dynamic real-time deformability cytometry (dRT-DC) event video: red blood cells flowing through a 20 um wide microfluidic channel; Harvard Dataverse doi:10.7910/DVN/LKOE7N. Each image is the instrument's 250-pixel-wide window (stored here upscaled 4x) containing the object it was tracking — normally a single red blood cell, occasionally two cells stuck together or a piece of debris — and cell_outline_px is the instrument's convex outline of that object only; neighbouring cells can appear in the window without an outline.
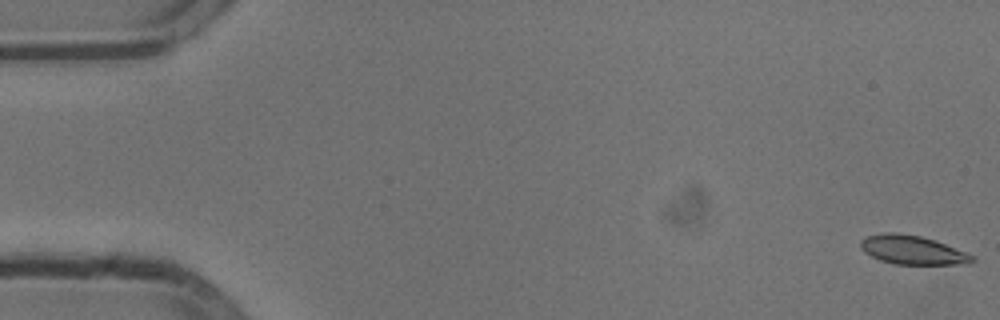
{"species": "common noctule bat (a hibernating species)", "species_latin": "Nyctalus noctula", "temperature_condition": "cold", "stored_images_in_passage": 54, "camera_frame_rate_fps": 3000, "um_per_image_px": 0.085, "animal": {"sex": "male", "body_mass_g": 13.3}, "frame": {"image": 1, "passage_image": 1, "time_ms": 0.0, "image_size_px": [1000, 320], "cell_outline_px": [[976, 260], [968, 264], [896, 264], [880, 260], [864, 252], [860, 248], [860, 240], [868, 236], [888, 232], [896, 232], [920, 236], [944, 244], [976, 256]], "centroid_in_image_um": [77.56, 21.25], "position_along_channel_um": 7.4, "area_um2": 18.61}}
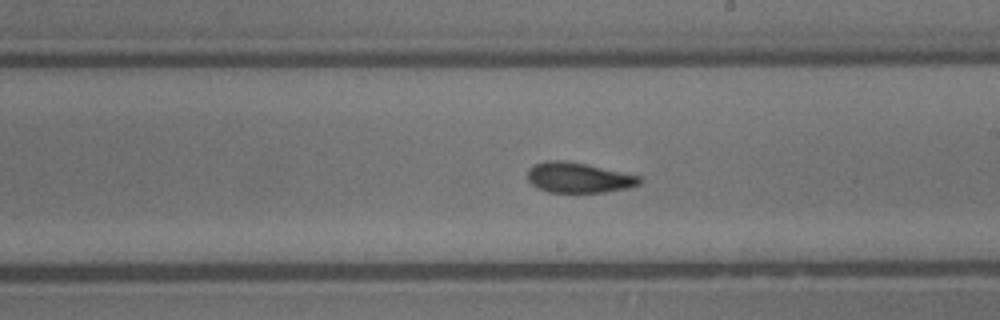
{"frame": {"image": 2, "passage_image": 31, "time_ms": 10.0, "image_size_px": [1000, 320], "cell_outline_px": [[644, 180], [640, 184], [628, 188], [604, 192], [548, 192], [536, 188], [528, 180], [528, 168], [536, 164], [548, 160], [564, 160], [644, 176]], "centroid_in_image_um": [49.22, 15.1], "position_along_channel_um": 239.8, "area_um2": 19.88}}
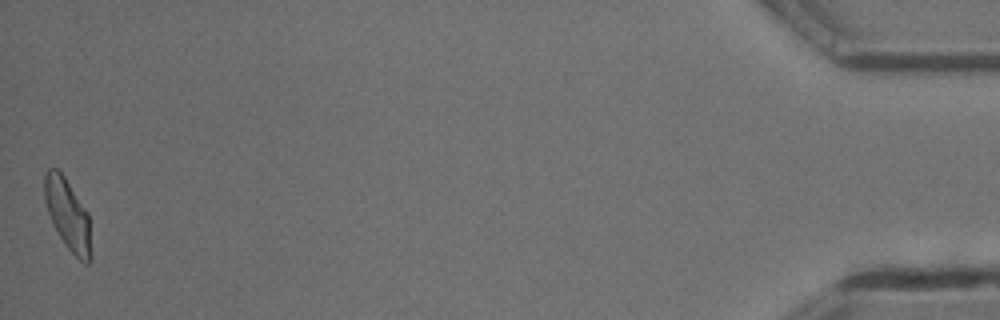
{"frame": {"image": 3, "passage_image": 54, "time_ms": 17.667, "image_size_px": [1000, 320], "cell_outline_px": [[92, 260], [88, 264], [84, 264], [64, 244], [48, 212], [44, 200], [44, 176], [48, 168], [56, 168], [64, 176], [88, 212], [92, 256]], "centroid_in_image_um": [5.78, 18.26], "position_along_channel_um": 429.4, "area_um2": 19.19}, "authors_computed_cell_mechanics": {"area_um2": 19.5364, "velocity_mm_per_s": 3.7865, "shape_relaxation_time_tau1_ms": 3.9914, "shape_relaxation_time_tau2_ms": 2.3913, "deformation_change_tau1": 0.155, "deformation_change_tau2": 0.0705}}